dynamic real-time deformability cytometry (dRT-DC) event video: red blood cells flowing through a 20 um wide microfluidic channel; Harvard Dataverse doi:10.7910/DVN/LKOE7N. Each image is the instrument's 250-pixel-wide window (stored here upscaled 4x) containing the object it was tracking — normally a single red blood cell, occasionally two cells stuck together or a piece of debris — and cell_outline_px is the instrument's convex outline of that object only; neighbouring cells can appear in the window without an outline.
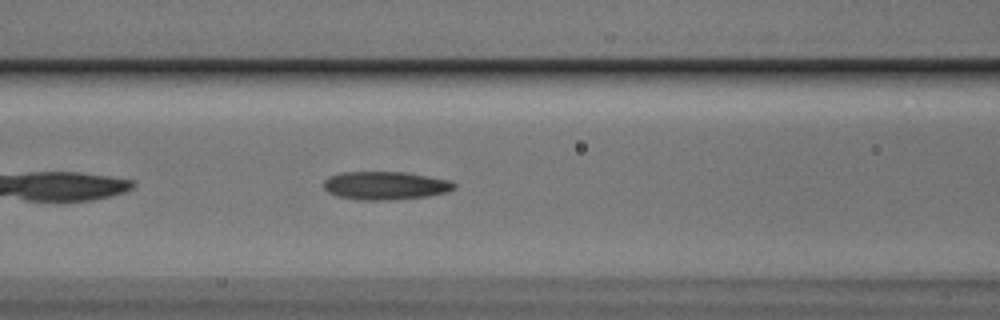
{"species": "Egyptian fruit bat (a non-hibernating species)", "species_latin": "Rousettus aegyptiacus", "temperature_condition": "cold", "stored_images_in_passage": 25, "camera_frame_rate_fps": 3000, "um_per_image_px": 0.085, "animal": {"sex": "male"}, "frame": {"image": 1, "passage_image": 8, "time_ms": 2.333, "image_size_px": [1000, 320], "cell_outline_px": [[456, 188], [448, 192], [428, 196], [388, 200], [364, 200], [336, 196], [328, 192], [324, 188], [324, 180], [328, 176], [340, 172], [404, 172], [448, 180], [456, 184]], "centroid_in_image_um": [32.73, 15.77], "position_along_channel_um": 133.9, "area_um2": 21.44}}
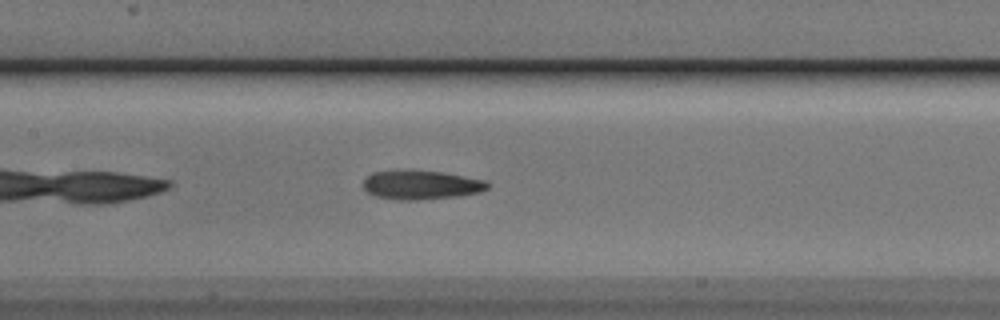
{"frame": {"image": 2, "passage_image": 11, "time_ms": 3.333, "image_size_px": [1000, 320], "cell_outline_px": [[492, 184], [488, 188], [480, 192], [460, 196], [416, 200], [396, 200], [376, 196], [368, 192], [364, 188], [364, 180], [372, 172], [408, 168], [444, 172], [488, 180]], "centroid_in_image_um": [35.84, 15.69], "position_along_channel_um": 171.6, "area_um2": 21.73}}
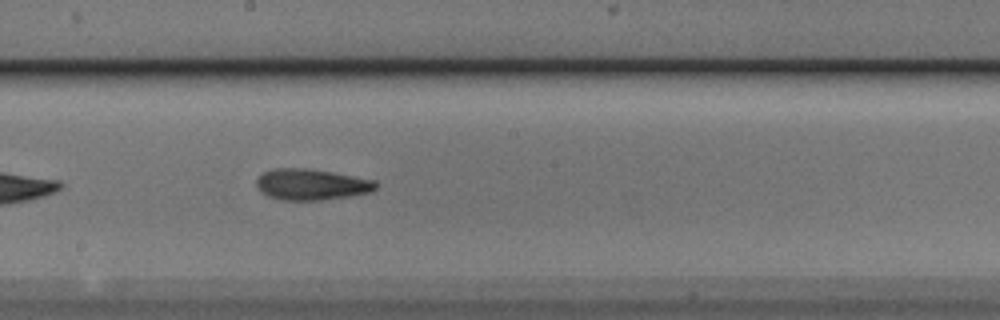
{"frame": {"image": 3, "passage_image": 15, "time_ms": 4.667, "image_size_px": [1000, 320], "cell_outline_px": [[380, 184], [372, 192], [352, 196], [320, 200], [280, 200], [268, 196], [260, 192], [256, 184], [256, 180], [264, 172], [272, 168], [308, 168], [332, 172], [376, 180]], "centroid_in_image_um": [26.5, 15.68], "position_along_channel_um": 221.7, "area_um2": 21.91}}